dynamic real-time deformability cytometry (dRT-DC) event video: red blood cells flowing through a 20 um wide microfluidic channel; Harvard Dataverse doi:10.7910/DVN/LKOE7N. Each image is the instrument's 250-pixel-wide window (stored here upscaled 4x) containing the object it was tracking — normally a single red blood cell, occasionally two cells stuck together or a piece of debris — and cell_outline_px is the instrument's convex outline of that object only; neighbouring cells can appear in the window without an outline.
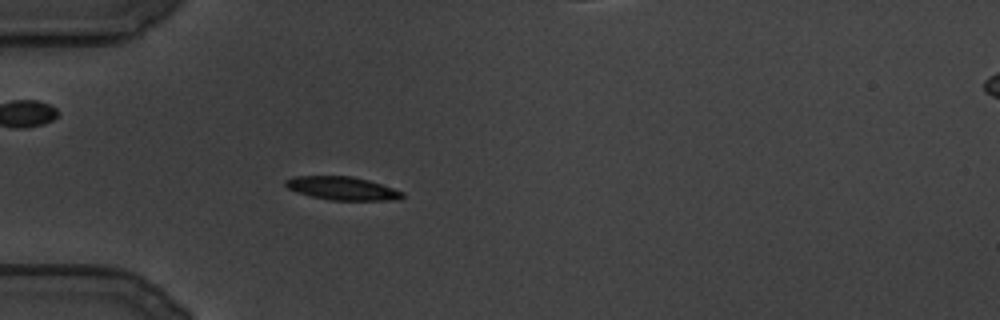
{"species": "common noctule bat (a hibernating species)", "species_latin": "Nyctalus noctula", "temperature_condition": "cold", "stored_images_in_passage": 86, "camera_frame_rate_fps": 3000, "um_per_image_px": 0.085, "animal": {"sex": "male", "body_mass_g": 19.5, "forearm_length_mm": 54.6}, "frame": {"image": 1, "passage_image": 1, "time_ms": 0.0, "image_size_px": [1000, 320], "cell_outline_px": [[404, 196], [400, 200], [328, 200], [296, 192], [288, 188], [284, 184], [284, 180], [296, 176], [352, 176], [368, 180], [404, 192]], "centroid_in_image_um": [29.09, 16.01], "position_along_channel_um": 55.9, "area_um2": 15.84}}
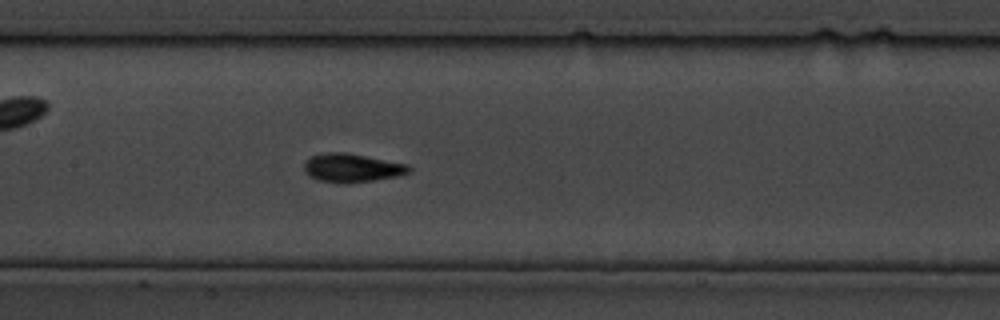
{"frame": {"image": 2, "passage_image": 24, "time_ms": 7.667, "image_size_px": [1000, 320], "cell_outline_px": [[412, 172], [396, 176], [348, 184], [344, 184], [316, 180], [308, 176], [304, 172], [304, 160], [312, 156], [324, 152], [344, 152], [408, 164], [412, 168]], "centroid_in_image_um": [29.87, 14.28], "position_along_channel_um": 177.5, "area_um2": 17.69}}
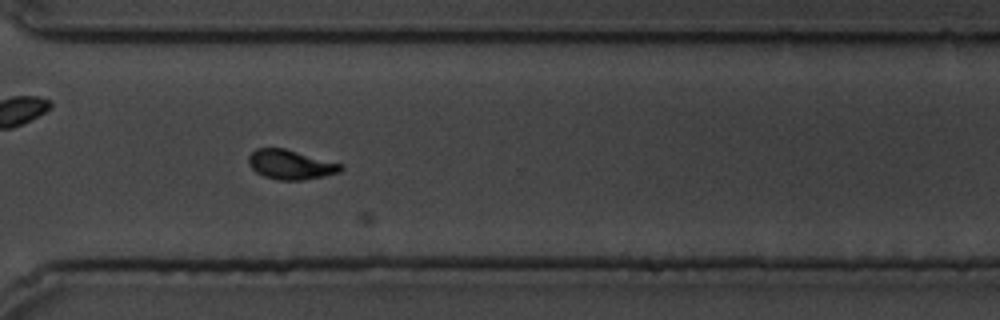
{"frame": {"image": 3, "passage_image": 54, "time_ms": 17.667, "image_size_px": [1000, 320], "cell_outline_px": [[344, 168], [340, 172], [324, 176], [304, 180], [280, 180], [264, 176], [256, 172], [248, 164], [248, 156], [256, 148], [284, 148], [344, 164]], "centroid_in_image_um": [24.72, 13.99], "position_along_channel_um": 345.9, "area_um2": 15.95}}